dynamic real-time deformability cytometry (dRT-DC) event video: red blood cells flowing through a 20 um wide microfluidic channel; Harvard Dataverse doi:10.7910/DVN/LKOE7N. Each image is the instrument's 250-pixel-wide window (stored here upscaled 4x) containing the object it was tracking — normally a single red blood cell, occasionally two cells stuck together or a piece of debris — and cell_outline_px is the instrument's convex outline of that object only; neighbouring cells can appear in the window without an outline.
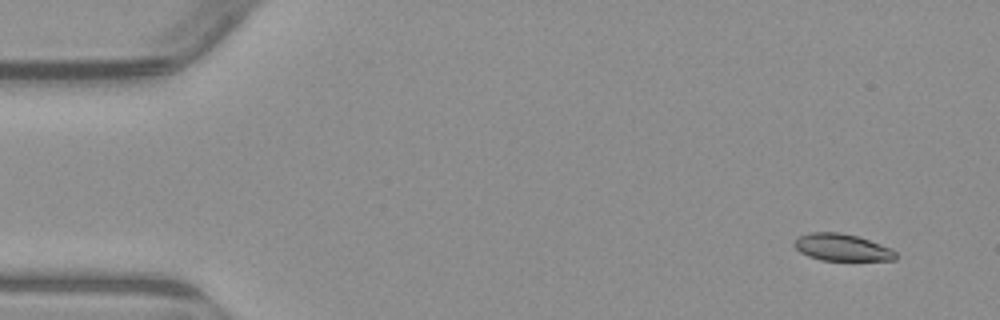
{"species": "common noctule bat (a hibernating species)", "species_latin": "Nyctalus noctula", "temperature_condition": "warm", "stored_images_in_passage": 5, "camera_frame_rate_fps": 3000, "um_per_image_px": 0.085, "animal": {"sex": "male", "body_mass_g": 23.1, "forearm_length_mm": 52.7}, "frame": {"image": 1, "passage_image": 1, "time_ms": 0.0, "image_size_px": [1000, 320], "cell_outline_px": [[896, 260], [820, 260], [808, 256], [800, 252], [792, 244], [800, 236], [812, 232], [840, 232], [856, 236], [892, 248], [896, 252]], "centroid_in_image_um": [71.57, 21.03], "position_along_channel_um": 13.4, "area_um2": 15.84}}
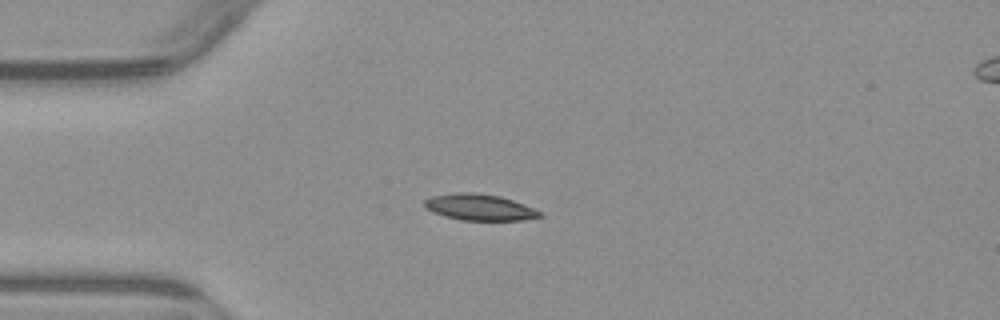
{"frame": {"image": 2, "passage_image": 4, "time_ms": 3.333, "image_size_px": [1000, 320], "cell_outline_px": [[540, 216], [520, 220], [460, 220], [444, 216], [432, 212], [424, 208], [424, 200], [432, 196], [456, 192], [476, 192], [500, 196], [524, 204], [540, 212]], "centroid_in_image_um": [40.68, 17.6], "position_along_channel_um": 44.3, "area_um2": 17.57}}